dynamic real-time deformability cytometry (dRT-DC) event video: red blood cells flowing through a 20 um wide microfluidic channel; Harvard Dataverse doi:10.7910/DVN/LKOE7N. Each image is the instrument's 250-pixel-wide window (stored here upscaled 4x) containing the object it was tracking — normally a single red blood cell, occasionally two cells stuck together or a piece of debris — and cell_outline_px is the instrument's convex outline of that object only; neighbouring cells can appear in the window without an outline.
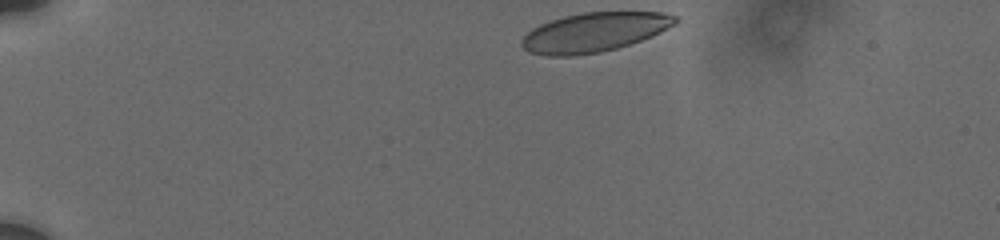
{"species": "human", "species_latin": "Homo sapiens", "temperature_condition": "cold", "stored_images_in_passage": 80, "camera_frame_rate_fps": 3000, "um_per_image_px": 0.085, "donor": {"sex": "male"}, "frame": {"image": 1, "passage_image": 1, "time_ms": 0.0, "image_size_px": [1000, 240], "cell_outline_px": [[680, 20], [676, 24], [652, 36], [616, 48], [600, 52], [572, 56], [548, 56], [528, 52], [520, 44], [520, 40], [532, 28], [540, 24], [564, 16], [584, 12], [664, 12], [676, 16]], "centroid_in_image_um": [50.5, 2.74], "position_along_channel_um": 34.5, "area_um2": 35.14}}
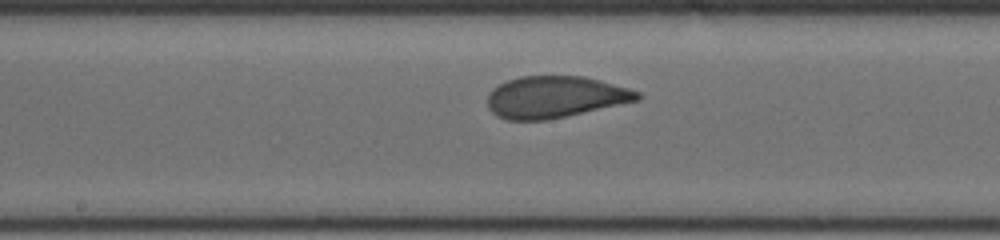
{"frame": {"image": 2, "passage_image": 41, "time_ms": 6.667, "image_size_px": [1000, 240], "cell_outline_px": [[640, 100], [548, 120], [508, 120], [496, 116], [488, 108], [488, 92], [492, 88], [508, 80], [520, 76], [584, 76], [600, 80], [628, 88], [640, 92]], "centroid_in_image_um": [47.16, 8.25], "position_along_channel_um": 201.0, "area_um2": 36.47}}
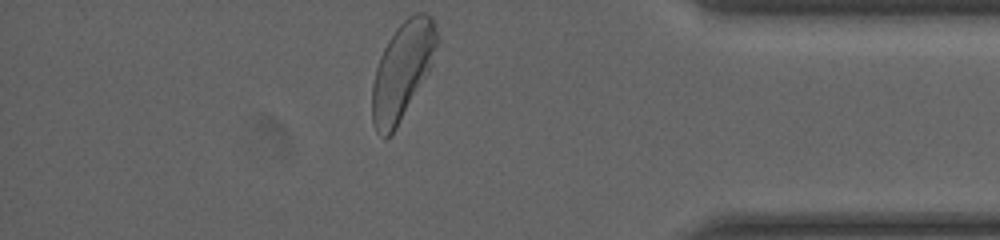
{"frame": {"image": 3, "passage_image": 79, "time_ms": 12.667, "image_size_px": [1000, 240], "cell_outline_px": [[440, 40], [432, 64], [428, 72], [396, 128], [384, 140], [376, 132], [372, 120], [372, 84], [376, 68], [380, 56], [388, 40], [396, 28], [408, 16], [416, 12], [424, 12], [432, 16]], "centroid_in_image_um": [34.21, 5.97], "position_along_channel_um": 401.0, "area_um2": 36.65}, "authors_computed_cell_mechanics": {"area_um2": 36.4718, "velocity_mm_per_s": 3.6853, "shape_relaxation_time_tau1_ms": 3.2383, "shape_relaxation_time_tau2_ms": null, "deformation_change_tau1": 0.1288, "deformation_change_tau2": null}}